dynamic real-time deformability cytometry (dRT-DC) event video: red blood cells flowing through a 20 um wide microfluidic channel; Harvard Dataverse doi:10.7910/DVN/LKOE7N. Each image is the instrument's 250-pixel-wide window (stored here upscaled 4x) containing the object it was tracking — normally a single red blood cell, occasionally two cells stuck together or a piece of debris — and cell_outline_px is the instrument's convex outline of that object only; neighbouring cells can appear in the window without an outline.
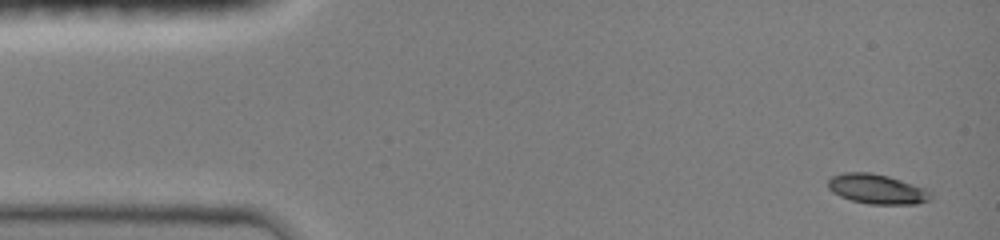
{"species": "common noctule bat (a hibernating species)", "species_latin": "Nyctalus noctula", "temperature_condition": "room temperature", "stored_images_in_passage": 10, "camera_frame_rate_fps": 3000, "um_per_image_px": 0.085, "animal": {"sex": "female", "body_mass_g": 19.0, "forearm_length_mm": 51.5}, "frame": {"image": 1, "passage_image": 1, "time_ms": 0.0, "image_size_px": [1000, 240], "cell_outline_px": [[932, 200], [916, 204], [868, 204], [852, 200], [840, 196], [832, 192], [828, 188], [828, 180], [832, 176], [844, 172], [872, 172], [888, 176], [928, 188], [932, 192]], "centroid_in_image_um": [74.59, 16.07], "position_along_channel_um": 10.4, "area_um2": 18.09}}